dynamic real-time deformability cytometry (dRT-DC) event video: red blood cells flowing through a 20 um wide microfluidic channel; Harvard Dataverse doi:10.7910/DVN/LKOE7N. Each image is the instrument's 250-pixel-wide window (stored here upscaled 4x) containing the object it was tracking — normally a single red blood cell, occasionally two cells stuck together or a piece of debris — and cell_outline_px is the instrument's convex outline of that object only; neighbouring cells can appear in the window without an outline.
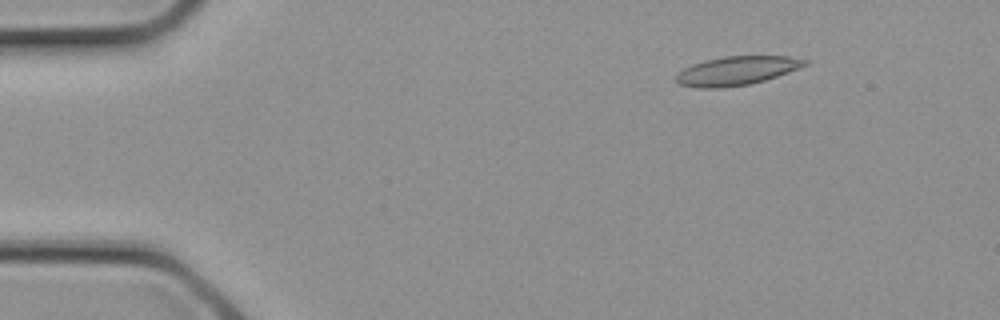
{"species": "common noctule bat (a hibernating species)", "species_latin": "Nyctalus noctula", "temperature_condition": "cold", "stored_images_in_passage": 3, "camera_frame_rate_fps": 3000, "um_per_image_px": 0.085, "animal": {"sex": "female", "body_mass_g": 21.9}, "frame": {"image": 1, "passage_image": 2, "time_ms": 0.333, "image_size_px": [1000, 320], "cell_outline_px": [[808, 64], [788, 72], [764, 80], [748, 84], [724, 88], [700, 88], [680, 84], [676, 80], [676, 76], [684, 68], [692, 64], [704, 60], [724, 56], [788, 56], [808, 60]], "centroid_in_image_um": [62.61, 6.0], "position_along_channel_um": 22.4, "area_um2": 21.44}}